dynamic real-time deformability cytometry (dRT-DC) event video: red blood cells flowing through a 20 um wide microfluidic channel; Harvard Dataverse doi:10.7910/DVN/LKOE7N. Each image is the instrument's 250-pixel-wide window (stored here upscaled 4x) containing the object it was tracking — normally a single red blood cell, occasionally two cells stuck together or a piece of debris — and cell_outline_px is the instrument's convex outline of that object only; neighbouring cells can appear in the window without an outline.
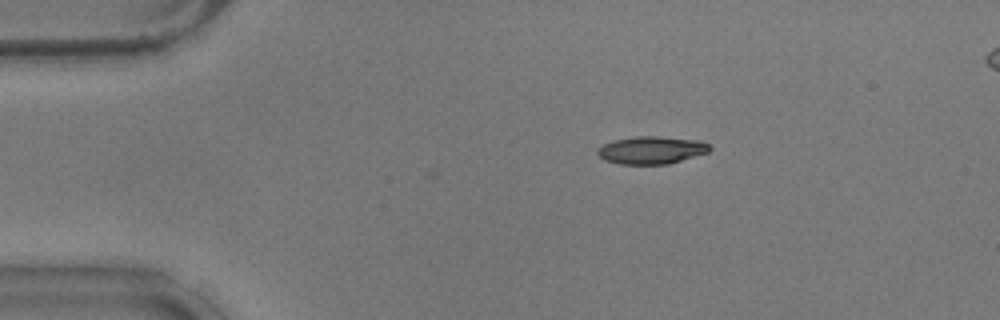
{"species": "common noctule bat (a hibernating species)", "species_latin": "Nyctalus noctula", "temperature_condition": "warm", "stored_images_in_passage": 4, "camera_frame_rate_fps": 3000, "um_per_image_px": 0.085, "animal": {"sex": "male", "body_mass_g": 17.9}, "frame": {"image": 1, "passage_image": 2, "time_ms": 0.333, "image_size_px": [1000, 320], "cell_outline_px": [[712, 148], [708, 152], [668, 164], [620, 164], [604, 160], [596, 152], [596, 148], [604, 144], [616, 140], [636, 136], [660, 136], [700, 140], [708, 144]], "centroid_in_image_um": [55.37, 12.75], "position_along_channel_um": 29.6, "area_um2": 18.03}}